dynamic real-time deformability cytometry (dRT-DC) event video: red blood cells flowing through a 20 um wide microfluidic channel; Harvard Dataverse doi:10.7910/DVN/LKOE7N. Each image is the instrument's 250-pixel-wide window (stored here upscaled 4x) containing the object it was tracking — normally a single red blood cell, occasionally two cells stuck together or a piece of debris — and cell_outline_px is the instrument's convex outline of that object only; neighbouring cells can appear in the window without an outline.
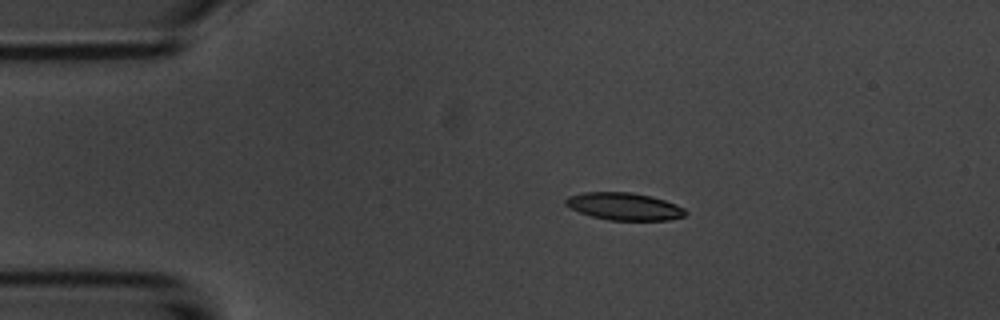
{"species": "common noctule bat (a hibernating species)", "species_latin": "Nyctalus noctula", "temperature_condition": "room temperature", "stored_images_in_passage": 3, "camera_frame_rate_fps": 3000, "um_per_image_px": 0.085, "animal": {"sex": "male", "body_mass_g": 20.1, "forearm_length_mm": 53.5}, "frame": {"image": 1, "passage_image": 1, "time_ms": 0.0, "image_size_px": [1000, 320], "cell_outline_px": [[688, 212], [684, 216], [668, 220], [608, 220], [592, 216], [580, 212], [564, 204], [564, 200], [568, 196], [584, 192], [632, 192], [652, 196], [676, 204], [684, 208]], "centroid_in_image_um": [53.07, 17.54], "position_along_channel_um": 31.9, "area_um2": 19.13}}
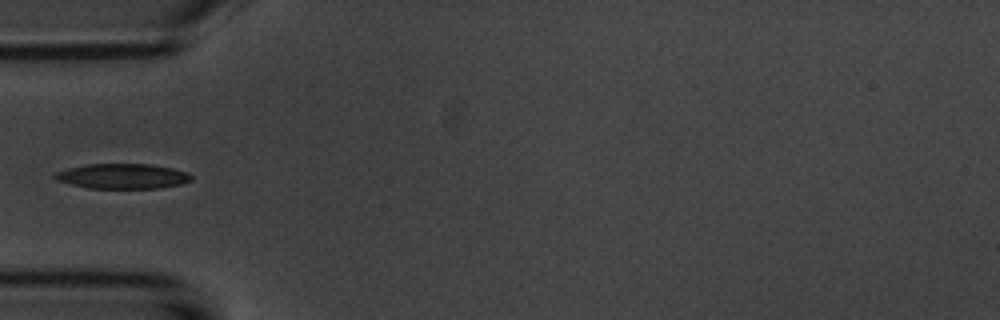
{"frame": {"image": 2, "passage_image": 3, "time_ms": 2.333, "image_size_px": [1000, 320], "cell_outline_px": [[192, 180], [184, 184], [160, 188], [88, 188], [56, 180], [52, 176], [56, 172], [68, 168], [88, 164], [148, 164], [172, 168], [188, 172], [192, 176]], "centroid_in_image_um": [10.45, 14.98], "position_along_channel_um": 74.5, "area_um2": 19.94}}